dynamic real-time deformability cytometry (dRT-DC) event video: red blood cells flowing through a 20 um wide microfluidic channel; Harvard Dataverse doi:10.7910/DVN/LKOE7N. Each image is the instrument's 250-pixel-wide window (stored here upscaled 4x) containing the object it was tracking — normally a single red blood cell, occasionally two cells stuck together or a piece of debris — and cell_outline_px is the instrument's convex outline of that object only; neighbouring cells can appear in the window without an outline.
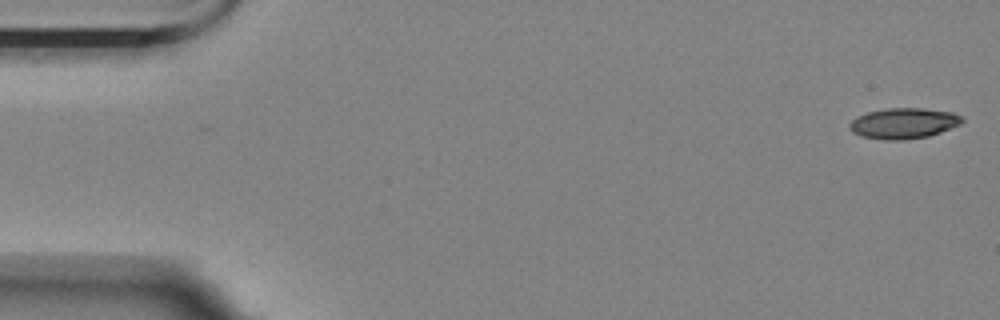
{"species": "Egyptian fruit bat (a non-hibernating species)", "species_latin": "Rousettus aegyptiacus", "temperature_condition": "room temperature", "stored_images_in_passage": 52, "camera_frame_rate_fps": 3000, "um_per_image_px": 0.085, "animal": {"sex": "female"}, "frame": {"image": 1, "passage_image": 1, "time_ms": 0.0, "image_size_px": [1000, 320], "cell_outline_px": [[964, 120], [960, 124], [940, 132], [928, 136], [900, 140], [884, 140], [860, 136], [852, 132], [848, 128], [848, 124], [856, 116], [868, 112], [888, 108], [924, 108], [952, 112], [964, 116]], "centroid_in_image_um": [76.79, 10.47], "position_along_channel_um": 8.2, "area_um2": 20.23}}
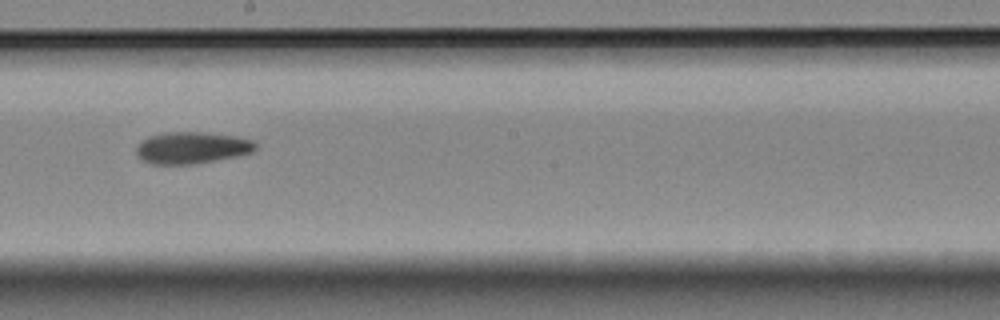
{"frame": {"image": 2, "passage_image": 31, "time_ms": 10.0, "image_size_px": [1000, 320], "cell_outline_px": [[256, 148], [252, 152], [236, 156], [196, 164], [152, 164], [144, 160], [136, 152], [136, 148], [148, 136], [164, 132], [200, 132], [236, 136], [252, 140], [256, 144]], "centroid_in_image_um": [16.33, 12.55], "position_along_channel_um": 231.9, "area_um2": 21.85}}
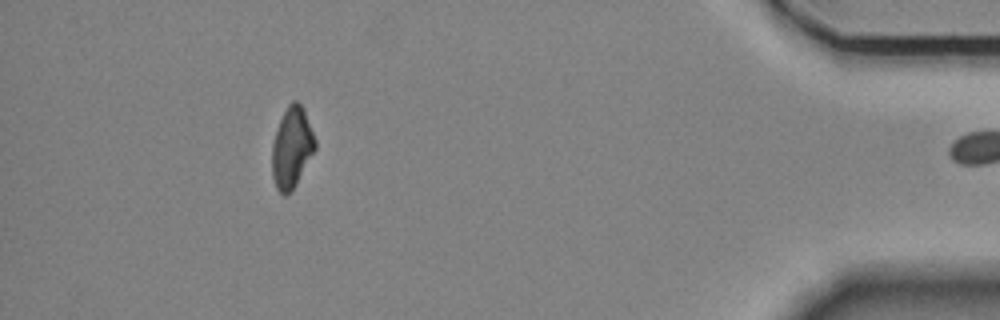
{"frame": {"image": 3, "passage_image": 51, "time_ms": 16.667, "image_size_px": [1000, 320], "cell_outline_px": [[316, 148], [296, 184], [284, 196], [276, 188], [272, 176], [272, 144], [276, 128], [288, 104], [292, 100], [296, 100], [304, 108], [316, 140]], "centroid_in_image_um": [24.8, 12.51], "position_along_channel_um": 410.4, "area_um2": 20.23}}